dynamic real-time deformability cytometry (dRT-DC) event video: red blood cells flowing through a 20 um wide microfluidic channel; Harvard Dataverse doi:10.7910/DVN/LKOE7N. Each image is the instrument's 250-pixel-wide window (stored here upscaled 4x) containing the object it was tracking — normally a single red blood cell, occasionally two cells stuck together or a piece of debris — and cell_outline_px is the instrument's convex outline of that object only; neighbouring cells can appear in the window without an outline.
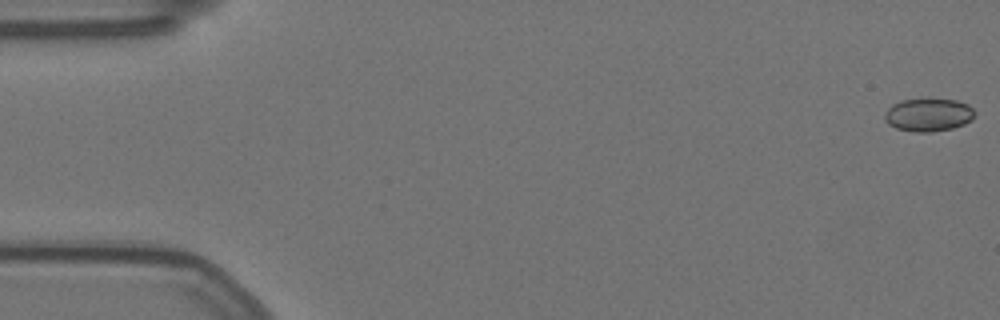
{"species": "Egyptian fruit bat (a non-hibernating species)", "species_latin": "Rousettus aegyptiacus", "temperature_condition": "warm", "stored_images_in_passage": 58, "camera_frame_rate_fps": 3000, "um_per_image_px": 0.085, "animal": {"sex": "female"}, "frame": {"image": 1, "passage_image": 1, "time_ms": 0.0, "image_size_px": [1000, 320], "cell_outline_px": [[976, 112], [972, 120], [964, 124], [952, 128], [932, 132], [916, 132], [896, 128], [888, 124], [884, 120], [884, 112], [892, 104], [900, 100], [956, 100], [968, 104]], "centroid_in_image_um": [78.9, 9.77], "position_along_channel_um": 6.1, "area_um2": 17.28}}
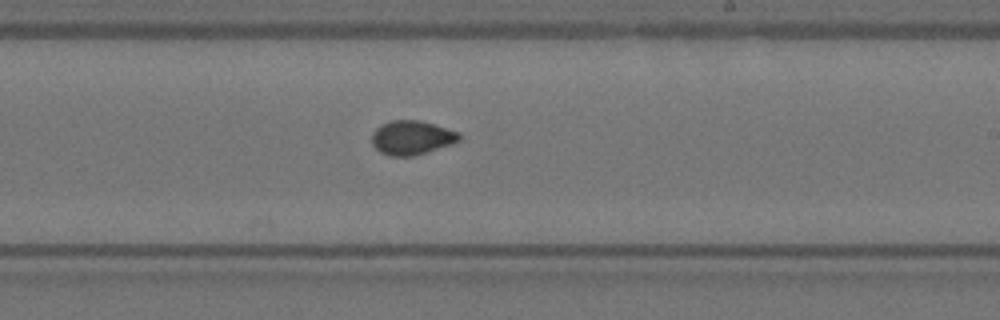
{"frame": {"image": 2, "passage_image": 34, "time_ms": 11.0, "image_size_px": [1000, 320], "cell_outline_px": [[460, 140], [452, 144], [412, 156], [392, 156], [380, 152], [372, 144], [372, 132], [380, 124], [392, 120], [420, 120], [460, 132]], "centroid_in_image_um": [34.99, 11.69], "position_along_channel_um": 254.0, "area_um2": 17.34}}
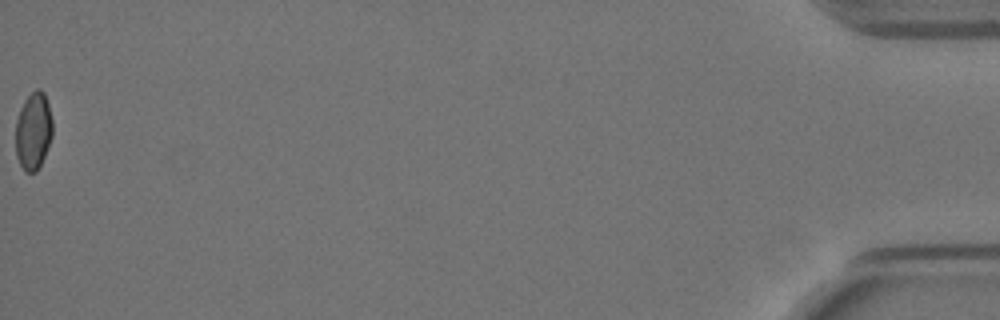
{"frame": {"image": 3, "passage_image": 58, "time_ms": 19.0, "image_size_px": [1000, 320], "cell_outline_px": [[52, 136], [44, 156], [36, 172], [24, 172], [16, 156], [16, 120], [20, 108], [24, 100], [36, 88], [40, 88], [44, 92], [48, 104], [52, 120]], "centroid_in_image_um": [2.83, 11.12], "position_along_channel_um": 432.4, "area_um2": 16.65}, "authors_computed_cell_mechanics": {"area_um2": 17.2244, "velocity_mm_per_s": 3.5307, "shape_relaxation_time_tau1_ms": 5.4863, "shape_relaxation_time_tau2_ms": null, "deformation_change_tau1": 0.1256, "deformation_change_tau2": null}}